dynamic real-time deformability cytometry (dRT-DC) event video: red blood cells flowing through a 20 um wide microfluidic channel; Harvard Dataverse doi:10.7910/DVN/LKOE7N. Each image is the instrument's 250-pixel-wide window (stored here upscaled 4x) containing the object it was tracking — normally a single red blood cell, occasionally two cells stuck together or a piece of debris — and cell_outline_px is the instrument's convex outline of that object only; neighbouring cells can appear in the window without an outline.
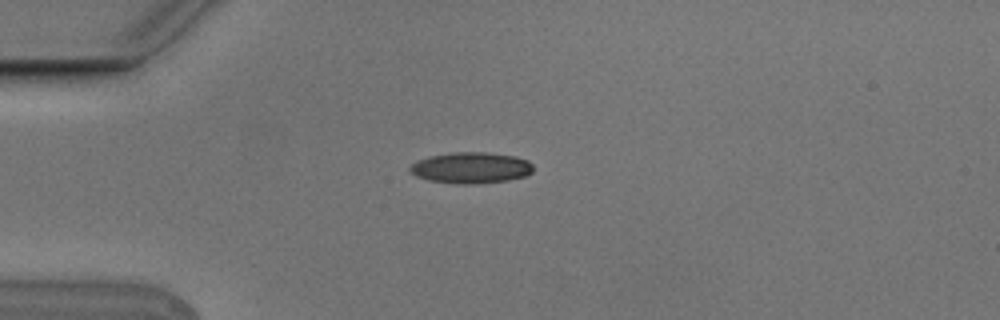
{"species": "Egyptian fruit bat (a non-hibernating species)", "species_latin": "Rousettus aegyptiacus", "temperature_condition": "cold", "stored_images_in_passage": 10, "camera_frame_rate_fps": 3000, "um_per_image_px": 0.085, "animal": {"sex": "male"}, "frame": {"image": 1, "passage_image": 4, "time_ms": 1.0, "image_size_px": [1000, 320], "cell_outline_px": [[532, 172], [524, 176], [508, 180], [472, 184], [456, 184], [428, 180], [416, 176], [408, 172], [408, 168], [416, 160], [428, 156], [452, 152], [488, 152], [516, 156], [528, 160], [532, 164]], "centroid_in_image_um": [39.99, 14.25], "position_along_channel_um": 45.0, "area_um2": 22.6}}
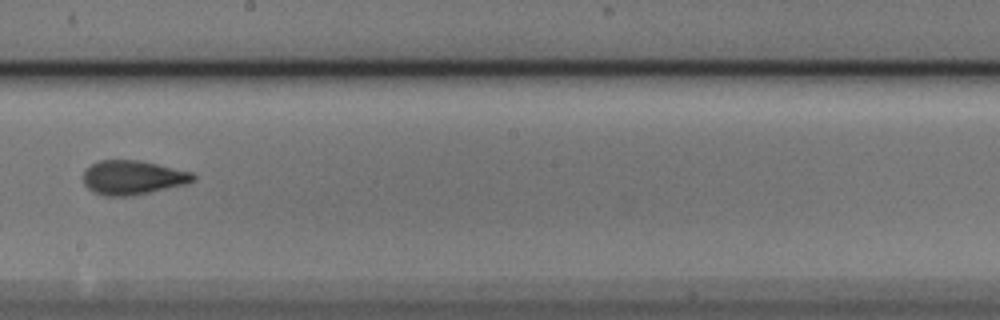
{"frame": {"image": 2, "passage_image": 9, "time_ms": 2.667, "image_size_px": [1000, 320], "cell_outline_px": [[196, 180], [184, 184], [132, 196], [104, 196], [92, 192], [84, 184], [84, 172], [92, 164], [100, 160], [136, 160], [156, 164], [192, 172], [196, 176]], "centroid_in_image_um": [11.27, 15.1], "position_along_channel_um": 236.9, "area_um2": 21.68}}
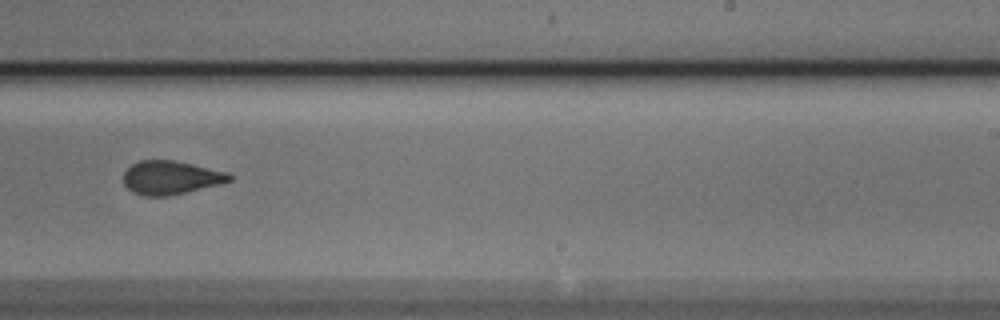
{"frame": {"image": 3, "passage_image": 10, "time_ms": 3.0, "image_size_px": [1000, 320], "cell_outline_px": [[232, 180], [168, 196], [144, 196], [132, 192], [124, 184], [124, 172], [132, 164], [140, 160], [172, 160], [192, 164], [228, 172], [232, 176]], "centroid_in_image_um": [14.47, 15.09], "position_along_channel_um": 274.5, "area_um2": 20.4}}